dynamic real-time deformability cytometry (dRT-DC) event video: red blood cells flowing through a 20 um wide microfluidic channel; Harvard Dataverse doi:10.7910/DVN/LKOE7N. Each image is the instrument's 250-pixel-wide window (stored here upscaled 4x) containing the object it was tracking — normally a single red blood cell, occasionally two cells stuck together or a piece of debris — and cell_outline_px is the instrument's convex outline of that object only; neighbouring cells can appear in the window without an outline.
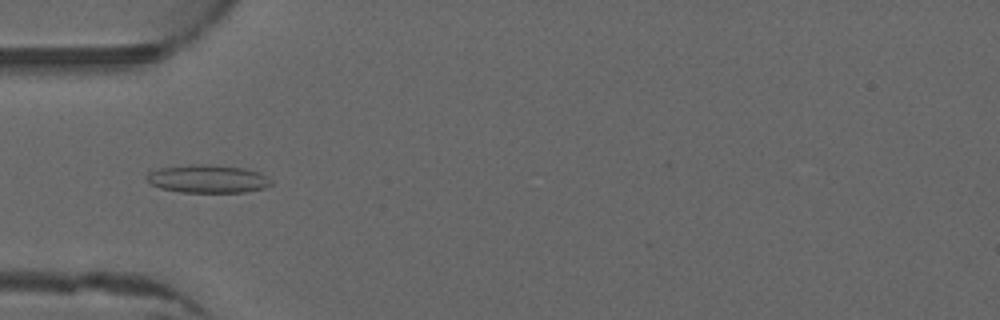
{"species": "common noctule bat (a hibernating species)", "species_latin": "Nyctalus noctula", "temperature_condition": "warm", "stored_images_in_passage": 46, "camera_frame_rate_fps": 3000, "um_per_image_px": 0.085, "animal": {"sex": "male", "forearm_length_mm": 52.5}, "frame": {"image": 1, "passage_image": 17, "time_ms": 5.333, "image_size_px": [1000, 320], "cell_outline_px": [[272, 184], [264, 188], [244, 192], [180, 192], [160, 188], [148, 184], [148, 168], [192, 164], [212, 164], [244, 168], [256, 172], [272, 180]], "centroid_in_image_um": [17.56, 15.19], "position_along_channel_um": 67.4, "area_um2": 20.63}}
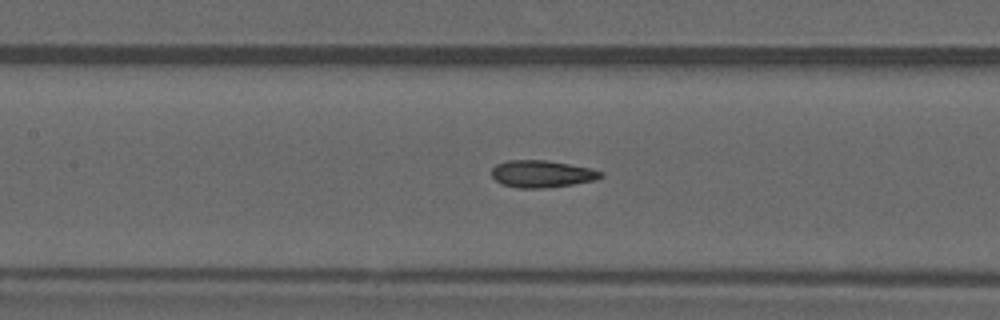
{"frame": {"image": 2, "passage_image": 24, "time_ms": 7.667, "image_size_px": [1000, 320], "cell_outline_px": [[604, 176], [596, 180], [572, 184], [544, 188], [520, 188], [500, 184], [492, 176], [492, 168], [496, 164], [508, 160], [544, 160], [592, 168], [604, 172]], "centroid_in_image_um": [46.07, 14.78], "position_along_channel_um": 161.3, "area_um2": 17.28}}
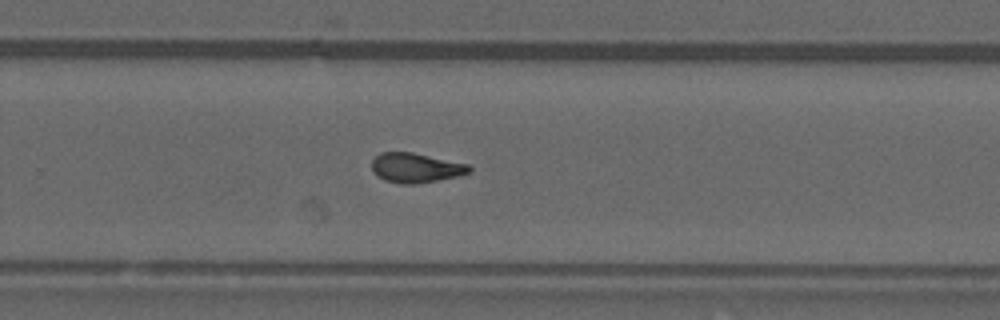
{"frame": {"image": 3, "passage_image": 34, "time_ms": 11.0, "image_size_px": [1000, 320], "cell_outline_px": [[472, 172], [456, 176], [416, 184], [404, 184], [384, 180], [376, 176], [372, 172], [372, 160], [380, 152], [412, 152], [468, 164], [472, 168]], "centroid_in_image_um": [35.31, 14.26], "position_along_channel_um": 294.5, "area_um2": 16.82}, "authors_computed_cell_mechanics": {"area_um2": 17.2822, "velocity_mm_per_s": 4.0148, "shape_relaxation_time_tau1_ms": null, "shape_relaxation_time_tau2_ms": 2.0158, "deformation_change_tau1": null, "deformation_change_tau2": 0.0899}}